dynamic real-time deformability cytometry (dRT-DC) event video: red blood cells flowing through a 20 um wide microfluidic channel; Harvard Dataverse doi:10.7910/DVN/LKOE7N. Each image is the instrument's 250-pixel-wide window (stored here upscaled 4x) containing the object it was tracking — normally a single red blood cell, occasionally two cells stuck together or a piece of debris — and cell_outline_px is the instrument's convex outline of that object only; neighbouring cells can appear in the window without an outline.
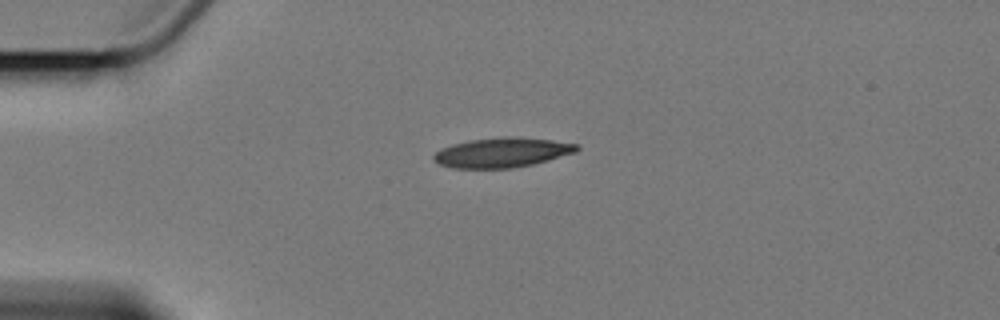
{"species": "Egyptian fruit bat (a non-hibernating species)", "species_latin": "Rousettus aegyptiacus", "temperature_condition": "cold", "stored_images_in_passage": 3, "camera_frame_rate_fps": 3000, "um_per_image_px": 0.085, "animal": {"sex": "female"}, "frame": {"image": 1, "passage_image": 1, "time_ms": 0.0, "image_size_px": [1000, 320], "cell_outline_px": [[580, 148], [576, 152], [548, 160], [532, 164], [512, 168], [452, 168], [440, 164], [432, 160], [432, 156], [440, 148], [452, 144], [472, 140], [504, 136], [516, 136], [552, 140], [580, 144]], "centroid_in_image_um": [42.68, 12.96], "position_along_channel_um": 42.3, "area_um2": 24.91}}
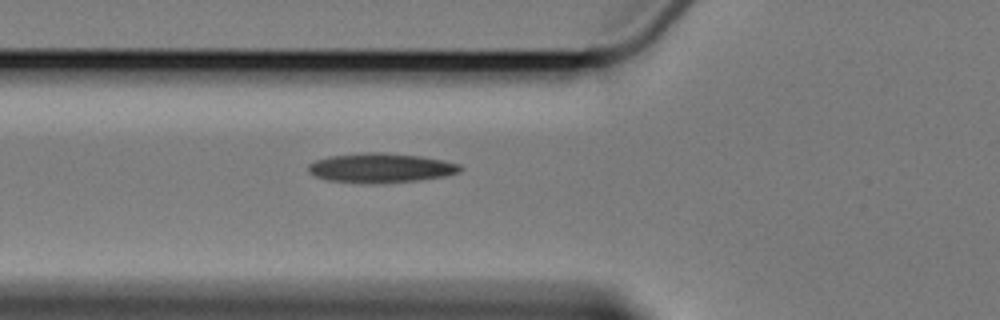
{"frame": {"image": 2, "passage_image": 3, "time_ms": 2.333, "image_size_px": [1000, 320], "cell_outline_px": [[464, 168], [460, 172], [444, 176], [416, 180], [376, 184], [372, 184], [328, 180], [316, 176], [308, 172], [308, 164], [316, 160], [328, 156], [368, 152], [384, 152], [420, 156], [444, 160], [460, 164]], "centroid_in_image_um": [32.37, 14.27], "position_along_channel_um": 93.4, "area_um2": 26.18}}